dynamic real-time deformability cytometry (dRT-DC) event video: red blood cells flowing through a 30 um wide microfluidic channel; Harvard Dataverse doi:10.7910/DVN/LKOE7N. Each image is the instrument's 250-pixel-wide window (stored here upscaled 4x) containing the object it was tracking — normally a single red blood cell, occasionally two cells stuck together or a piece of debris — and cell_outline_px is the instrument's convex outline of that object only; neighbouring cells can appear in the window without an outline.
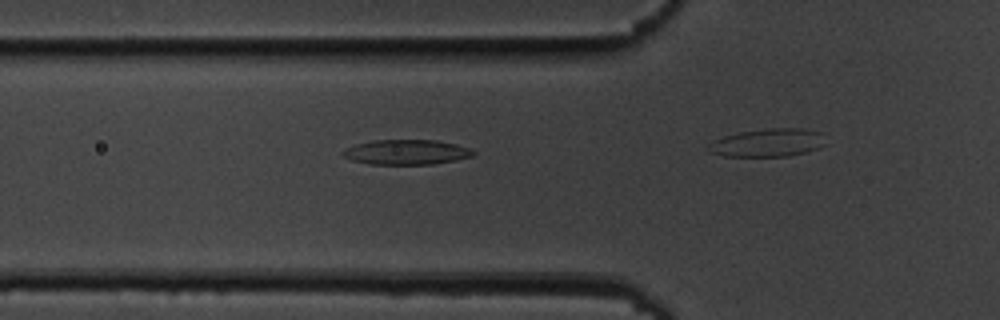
{"species": "common noctule bat (a hibernating species)", "species_latin": "Nyctalus noctula", "temperature_condition": "cold", "stored_images_in_passage": 9, "camera_frame_rate_fps": 3000, "um_per_image_px": 0.085, "animal": {"sex": "male", "body_mass_g": 19.5, "forearm_length_mm": 54.6}, "frame": {"image": 1, "passage_image": 6, "time_ms": 1.667, "image_size_px": [1000, 320], "cell_outline_px": [[476, 152], [472, 156], [456, 160], [432, 164], [368, 164], [352, 160], [344, 156], [340, 152], [356, 144], [372, 140], [436, 140], [456, 144], [472, 148]], "centroid_in_image_um": [34.57, 12.93], "position_along_channel_um": 91.2, "area_um2": 18.96}}